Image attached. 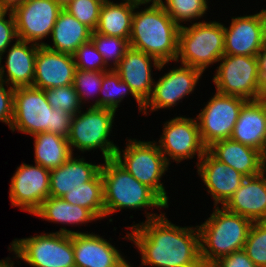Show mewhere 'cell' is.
Masks as SVG:
<instances>
[{
  "instance_id": "cell-1",
  "label": "cell",
  "mask_w": 266,
  "mask_h": 267,
  "mask_svg": "<svg viewBox=\"0 0 266 267\" xmlns=\"http://www.w3.org/2000/svg\"><path fill=\"white\" fill-rule=\"evenodd\" d=\"M165 214L147 213V220L131 227L127 238L136 244L142 265L155 267H204L200 258L198 226L179 227Z\"/></svg>"
},
{
  "instance_id": "cell-2",
  "label": "cell",
  "mask_w": 266,
  "mask_h": 267,
  "mask_svg": "<svg viewBox=\"0 0 266 267\" xmlns=\"http://www.w3.org/2000/svg\"><path fill=\"white\" fill-rule=\"evenodd\" d=\"M180 28L162 5H150L134 12L129 45L160 63L176 61Z\"/></svg>"
},
{
  "instance_id": "cell-3",
  "label": "cell",
  "mask_w": 266,
  "mask_h": 267,
  "mask_svg": "<svg viewBox=\"0 0 266 267\" xmlns=\"http://www.w3.org/2000/svg\"><path fill=\"white\" fill-rule=\"evenodd\" d=\"M72 117L62 109L54 110L44 90L34 86L15 88L12 131L18 130L32 136L51 132L67 138Z\"/></svg>"
},
{
  "instance_id": "cell-4",
  "label": "cell",
  "mask_w": 266,
  "mask_h": 267,
  "mask_svg": "<svg viewBox=\"0 0 266 267\" xmlns=\"http://www.w3.org/2000/svg\"><path fill=\"white\" fill-rule=\"evenodd\" d=\"M253 222L244 216L216 207L200 226V258L211 267L220 258L243 250Z\"/></svg>"
},
{
  "instance_id": "cell-5",
  "label": "cell",
  "mask_w": 266,
  "mask_h": 267,
  "mask_svg": "<svg viewBox=\"0 0 266 267\" xmlns=\"http://www.w3.org/2000/svg\"><path fill=\"white\" fill-rule=\"evenodd\" d=\"M104 161L100 172L103 180L105 217L125 208L168 207L150 187L140 183L114 158Z\"/></svg>"
},
{
  "instance_id": "cell-6",
  "label": "cell",
  "mask_w": 266,
  "mask_h": 267,
  "mask_svg": "<svg viewBox=\"0 0 266 267\" xmlns=\"http://www.w3.org/2000/svg\"><path fill=\"white\" fill-rule=\"evenodd\" d=\"M224 56V26L218 22H197L179 30L178 55L182 65L204 72Z\"/></svg>"
},
{
  "instance_id": "cell-7",
  "label": "cell",
  "mask_w": 266,
  "mask_h": 267,
  "mask_svg": "<svg viewBox=\"0 0 266 267\" xmlns=\"http://www.w3.org/2000/svg\"><path fill=\"white\" fill-rule=\"evenodd\" d=\"M60 229L55 233L15 239L9 250L33 267H75L72 234L76 232Z\"/></svg>"
},
{
  "instance_id": "cell-8",
  "label": "cell",
  "mask_w": 266,
  "mask_h": 267,
  "mask_svg": "<svg viewBox=\"0 0 266 267\" xmlns=\"http://www.w3.org/2000/svg\"><path fill=\"white\" fill-rule=\"evenodd\" d=\"M122 152L117 148L114 159L140 183L150 187L168 205L167 193L160 179L168 170L169 164L157 143L130 139Z\"/></svg>"
},
{
  "instance_id": "cell-9",
  "label": "cell",
  "mask_w": 266,
  "mask_h": 267,
  "mask_svg": "<svg viewBox=\"0 0 266 267\" xmlns=\"http://www.w3.org/2000/svg\"><path fill=\"white\" fill-rule=\"evenodd\" d=\"M115 112L110 108L90 106L87 111L75 114L67 137L71 151L73 147L83 152L100 148L104 160L114 158L118 147L108 140V136Z\"/></svg>"
},
{
  "instance_id": "cell-10",
  "label": "cell",
  "mask_w": 266,
  "mask_h": 267,
  "mask_svg": "<svg viewBox=\"0 0 266 267\" xmlns=\"http://www.w3.org/2000/svg\"><path fill=\"white\" fill-rule=\"evenodd\" d=\"M213 77L216 92L234 95L246 100L266 97L259 77L257 56L226 55Z\"/></svg>"
},
{
  "instance_id": "cell-11",
  "label": "cell",
  "mask_w": 266,
  "mask_h": 267,
  "mask_svg": "<svg viewBox=\"0 0 266 267\" xmlns=\"http://www.w3.org/2000/svg\"><path fill=\"white\" fill-rule=\"evenodd\" d=\"M247 101L239 96L215 93L196 118L206 147L216 141L231 138L241 108Z\"/></svg>"
},
{
  "instance_id": "cell-12",
  "label": "cell",
  "mask_w": 266,
  "mask_h": 267,
  "mask_svg": "<svg viewBox=\"0 0 266 267\" xmlns=\"http://www.w3.org/2000/svg\"><path fill=\"white\" fill-rule=\"evenodd\" d=\"M62 9L55 0H25L16 6L12 12L18 39L43 45L38 41L51 34Z\"/></svg>"
},
{
  "instance_id": "cell-13",
  "label": "cell",
  "mask_w": 266,
  "mask_h": 267,
  "mask_svg": "<svg viewBox=\"0 0 266 267\" xmlns=\"http://www.w3.org/2000/svg\"><path fill=\"white\" fill-rule=\"evenodd\" d=\"M158 146L168 164L170 159L180 162L193 158L197 153L200 161L207 151L196 118L175 117L166 122Z\"/></svg>"
},
{
  "instance_id": "cell-14",
  "label": "cell",
  "mask_w": 266,
  "mask_h": 267,
  "mask_svg": "<svg viewBox=\"0 0 266 267\" xmlns=\"http://www.w3.org/2000/svg\"><path fill=\"white\" fill-rule=\"evenodd\" d=\"M50 170L39 164H21L11 178L10 200L12 206L33 214L49 197Z\"/></svg>"
},
{
  "instance_id": "cell-15",
  "label": "cell",
  "mask_w": 266,
  "mask_h": 267,
  "mask_svg": "<svg viewBox=\"0 0 266 267\" xmlns=\"http://www.w3.org/2000/svg\"><path fill=\"white\" fill-rule=\"evenodd\" d=\"M266 41L265 19L261 12L232 18L230 27L224 26V54L258 56Z\"/></svg>"
},
{
  "instance_id": "cell-16",
  "label": "cell",
  "mask_w": 266,
  "mask_h": 267,
  "mask_svg": "<svg viewBox=\"0 0 266 267\" xmlns=\"http://www.w3.org/2000/svg\"><path fill=\"white\" fill-rule=\"evenodd\" d=\"M202 74L199 69L186 65L164 74L154 82L152 94L144 104V114L149 107L151 111H156L176 105L177 101L193 92Z\"/></svg>"
},
{
  "instance_id": "cell-17",
  "label": "cell",
  "mask_w": 266,
  "mask_h": 267,
  "mask_svg": "<svg viewBox=\"0 0 266 267\" xmlns=\"http://www.w3.org/2000/svg\"><path fill=\"white\" fill-rule=\"evenodd\" d=\"M76 69L73 55L39 45L32 86L45 90L72 85Z\"/></svg>"
},
{
  "instance_id": "cell-18",
  "label": "cell",
  "mask_w": 266,
  "mask_h": 267,
  "mask_svg": "<svg viewBox=\"0 0 266 267\" xmlns=\"http://www.w3.org/2000/svg\"><path fill=\"white\" fill-rule=\"evenodd\" d=\"M155 69L161 70L166 62L160 63L156 58L141 50L129 47L122 60L114 69L121 80L126 82L134 94L145 104L150 98L154 82L151 77V61Z\"/></svg>"
},
{
  "instance_id": "cell-19",
  "label": "cell",
  "mask_w": 266,
  "mask_h": 267,
  "mask_svg": "<svg viewBox=\"0 0 266 267\" xmlns=\"http://www.w3.org/2000/svg\"><path fill=\"white\" fill-rule=\"evenodd\" d=\"M75 267H131L113 245L100 235L72 234Z\"/></svg>"
},
{
  "instance_id": "cell-20",
  "label": "cell",
  "mask_w": 266,
  "mask_h": 267,
  "mask_svg": "<svg viewBox=\"0 0 266 267\" xmlns=\"http://www.w3.org/2000/svg\"><path fill=\"white\" fill-rule=\"evenodd\" d=\"M266 165L260 174L246 177L223 205L229 212L252 222L266 221Z\"/></svg>"
},
{
  "instance_id": "cell-21",
  "label": "cell",
  "mask_w": 266,
  "mask_h": 267,
  "mask_svg": "<svg viewBox=\"0 0 266 267\" xmlns=\"http://www.w3.org/2000/svg\"><path fill=\"white\" fill-rule=\"evenodd\" d=\"M197 164L198 174L213 197L214 204L223 206L246 178L240 172L214 158L208 151Z\"/></svg>"
},
{
  "instance_id": "cell-22",
  "label": "cell",
  "mask_w": 266,
  "mask_h": 267,
  "mask_svg": "<svg viewBox=\"0 0 266 267\" xmlns=\"http://www.w3.org/2000/svg\"><path fill=\"white\" fill-rule=\"evenodd\" d=\"M231 139L266 153V97L242 106Z\"/></svg>"
},
{
  "instance_id": "cell-23",
  "label": "cell",
  "mask_w": 266,
  "mask_h": 267,
  "mask_svg": "<svg viewBox=\"0 0 266 267\" xmlns=\"http://www.w3.org/2000/svg\"><path fill=\"white\" fill-rule=\"evenodd\" d=\"M207 151L217 160L234 168L245 177H251L264 171V155L249 146L231 138L212 143Z\"/></svg>"
},
{
  "instance_id": "cell-24",
  "label": "cell",
  "mask_w": 266,
  "mask_h": 267,
  "mask_svg": "<svg viewBox=\"0 0 266 267\" xmlns=\"http://www.w3.org/2000/svg\"><path fill=\"white\" fill-rule=\"evenodd\" d=\"M102 165L75 159L73 155L60 167L50 170L49 196L62 198L67 191L91 181L101 170Z\"/></svg>"
},
{
  "instance_id": "cell-25",
  "label": "cell",
  "mask_w": 266,
  "mask_h": 267,
  "mask_svg": "<svg viewBox=\"0 0 266 267\" xmlns=\"http://www.w3.org/2000/svg\"><path fill=\"white\" fill-rule=\"evenodd\" d=\"M17 39L15 43L8 49L6 58L7 76L0 79L12 88L32 86L34 80L35 59L39 45ZM31 47V48H30Z\"/></svg>"
},
{
  "instance_id": "cell-26",
  "label": "cell",
  "mask_w": 266,
  "mask_h": 267,
  "mask_svg": "<svg viewBox=\"0 0 266 267\" xmlns=\"http://www.w3.org/2000/svg\"><path fill=\"white\" fill-rule=\"evenodd\" d=\"M92 32L63 8L50 34L53 47L47 43L43 45L51 50L73 55L82 44L91 40Z\"/></svg>"
},
{
  "instance_id": "cell-27",
  "label": "cell",
  "mask_w": 266,
  "mask_h": 267,
  "mask_svg": "<svg viewBox=\"0 0 266 267\" xmlns=\"http://www.w3.org/2000/svg\"><path fill=\"white\" fill-rule=\"evenodd\" d=\"M139 8L131 5L128 1L102 4L99 15V23L96 32L106 35L124 38L129 41L132 28L134 9Z\"/></svg>"
},
{
  "instance_id": "cell-28",
  "label": "cell",
  "mask_w": 266,
  "mask_h": 267,
  "mask_svg": "<svg viewBox=\"0 0 266 267\" xmlns=\"http://www.w3.org/2000/svg\"><path fill=\"white\" fill-rule=\"evenodd\" d=\"M33 137L35 164L52 170L60 167L73 155L67 138L62 135L40 132Z\"/></svg>"
},
{
  "instance_id": "cell-29",
  "label": "cell",
  "mask_w": 266,
  "mask_h": 267,
  "mask_svg": "<svg viewBox=\"0 0 266 267\" xmlns=\"http://www.w3.org/2000/svg\"><path fill=\"white\" fill-rule=\"evenodd\" d=\"M51 222L84 224L98 219L89 209L68 203L63 198L49 196L33 213Z\"/></svg>"
},
{
  "instance_id": "cell-30",
  "label": "cell",
  "mask_w": 266,
  "mask_h": 267,
  "mask_svg": "<svg viewBox=\"0 0 266 267\" xmlns=\"http://www.w3.org/2000/svg\"><path fill=\"white\" fill-rule=\"evenodd\" d=\"M72 205H79L89 209L98 219L105 217L104 191L101 172L91 181L82 183L62 197Z\"/></svg>"
},
{
  "instance_id": "cell-31",
  "label": "cell",
  "mask_w": 266,
  "mask_h": 267,
  "mask_svg": "<svg viewBox=\"0 0 266 267\" xmlns=\"http://www.w3.org/2000/svg\"><path fill=\"white\" fill-rule=\"evenodd\" d=\"M100 92H103V96L98 98L91 107L110 108L116 111L125 95L131 94L139 105V111L144 110V103L134 94L130 86L121 80L114 69L103 72Z\"/></svg>"
},
{
  "instance_id": "cell-32",
  "label": "cell",
  "mask_w": 266,
  "mask_h": 267,
  "mask_svg": "<svg viewBox=\"0 0 266 267\" xmlns=\"http://www.w3.org/2000/svg\"><path fill=\"white\" fill-rule=\"evenodd\" d=\"M162 6L172 20L181 27L180 22L197 19L208 9L206 0H165Z\"/></svg>"
},
{
  "instance_id": "cell-33",
  "label": "cell",
  "mask_w": 266,
  "mask_h": 267,
  "mask_svg": "<svg viewBox=\"0 0 266 267\" xmlns=\"http://www.w3.org/2000/svg\"><path fill=\"white\" fill-rule=\"evenodd\" d=\"M91 41L102 55L105 64L107 65L109 61L113 60L115 67L120 63L127 49L130 47L127 39L106 36L96 31L92 32Z\"/></svg>"
},
{
  "instance_id": "cell-34",
  "label": "cell",
  "mask_w": 266,
  "mask_h": 267,
  "mask_svg": "<svg viewBox=\"0 0 266 267\" xmlns=\"http://www.w3.org/2000/svg\"><path fill=\"white\" fill-rule=\"evenodd\" d=\"M243 250L257 267H266V221L253 222Z\"/></svg>"
},
{
  "instance_id": "cell-35",
  "label": "cell",
  "mask_w": 266,
  "mask_h": 267,
  "mask_svg": "<svg viewBox=\"0 0 266 267\" xmlns=\"http://www.w3.org/2000/svg\"><path fill=\"white\" fill-rule=\"evenodd\" d=\"M44 92L48 103L54 110L62 109L72 116L81 111L82 104L73 84L45 89Z\"/></svg>"
},
{
  "instance_id": "cell-36",
  "label": "cell",
  "mask_w": 266,
  "mask_h": 267,
  "mask_svg": "<svg viewBox=\"0 0 266 267\" xmlns=\"http://www.w3.org/2000/svg\"><path fill=\"white\" fill-rule=\"evenodd\" d=\"M102 4L99 0H70L63 8L79 22L95 31Z\"/></svg>"
},
{
  "instance_id": "cell-37",
  "label": "cell",
  "mask_w": 266,
  "mask_h": 267,
  "mask_svg": "<svg viewBox=\"0 0 266 267\" xmlns=\"http://www.w3.org/2000/svg\"><path fill=\"white\" fill-rule=\"evenodd\" d=\"M76 68L89 71H109L102 55L95 48L93 42L82 44L73 54Z\"/></svg>"
},
{
  "instance_id": "cell-38",
  "label": "cell",
  "mask_w": 266,
  "mask_h": 267,
  "mask_svg": "<svg viewBox=\"0 0 266 267\" xmlns=\"http://www.w3.org/2000/svg\"><path fill=\"white\" fill-rule=\"evenodd\" d=\"M103 72L105 71L76 69L73 85L81 103L82 100H87L86 98H90L89 96L92 94L94 95L95 92H100L103 80Z\"/></svg>"
},
{
  "instance_id": "cell-39",
  "label": "cell",
  "mask_w": 266,
  "mask_h": 267,
  "mask_svg": "<svg viewBox=\"0 0 266 267\" xmlns=\"http://www.w3.org/2000/svg\"><path fill=\"white\" fill-rule=\"evenodd\" d=\"M8 11H10L9 20H6ZM14 38L18 39L13 12L9 9L0 8V79H3L5 74V67L1 65L2 54L5 53Z\"/></svg>"
},
{
  "instance_id": "cell-40",
  "label": "cell",
  "mask_w": 266,
  "mask_h": 267,
  "mask_svg": "<svg viewBox=\"0 0 266 267\" xmlns=\"http://www.w3.org/2000/svg\"><path fill=\"white\" fill-rule=\"evenodd\" d=\"M4 84L6 83L0 80V121L11 127L15 89L11 86L5 89Z\"/></svg>"
},
{
  "instance_id": "cell-41",
  "label": "cell",
  "mask_w": 266,
  "mask_h": 267,
  "mask_svg": "<svg viewBox=\"0 0 266 267\" xmlns=\"http://www.w3.org/2000/svg\"><path fill=\"white\" fill-rule=\"evenodd\" d=\"M211 267H257L244 250L220 258Z\"/></svg>"
},
{
  "instance_id": "cell-42",
  "label": "cell",
  "mask_w": 266,
  "mask_h": 267,
  "mask_svg": "<svg viewBox=\"0 0 266 267\" xmlns=\"http://www.w3.org/2000/svg\"><path fill=\"white\" fill-rule=\"evenodd\" d=\"M257 59H258L260 82L263 88V92L266 94V41L264 44V48L258 54Z\"/></svg>"
},
{
  "instance_id": "cell-43",
  "label": "cell",
  "mask_w": 266,
  "mask_h": 267,
  "mask_svg": "<svg viewBox=\"0 0 266 267\" xmlns=\"http://www.w3.org/2000/svg\"><path fill=\"white\" fill-rule=\"evenodd\" d=\"M24 1L25 0H0V8L13 10L16 6Z\"/></svg>"
},
{
  "instance_id": "cell-44",
  "label": "cell",
  "mask_w": 266,
  "mask_h": 267,
  "mask_svg": "<svg viewBox=\"0 0 266 267\" xmlns=\"http://www.w3.org/2000/svg\"><path fill=\"white\" fill-rule=\"evenodd\" d=\"M128 1L131 5L139 7L142 4H147L152 1L151 6H158L162 5L164 2L162 0H126Z\"/></svg>"
},
{
  "instance_id": "cell-45",
  "label": "cell",
  "mask_w": 266,
  "mask_h": 267,
  "mask_svg": "<svg viewBox=\"0 0 266 267\" xmlns=\"http://www.w3.org/2000/svg\"><path fill=\"white\" fill-rule=\"evenodd\" d=\"M7 260H0V267H14V262H8L10 258H6Z\"/></svg>"
},
{
  "instance_id": "cell-46",
  "label": "cell",
  "mask_w": 266,
  "mask_h": 267,
  "mask_svg": "<svg viewBox=\"0 0 266 267\" xmlns=\"http://www.w3.org/2000/svg\"><path fill=\"white\" fill-rule=\"evenodd\" d=\"M57 1L59 4H61L62 6L66 5L70 0H55Z\"/></svg>"
},
{
  "instance_id": "cell-47",
  "label": "cell",
  "mask_w": 266,
  "mask_h": 267,
  "mask_svg": "<svg viewBox=\"0 0 266 267\" xmlns=\"http://www.w3.org/2000/svg\"><path fill=\"white\" fill-rule=\"evenodd\" d=\"M262 13H263L264 19H265V30H266V9H262Z\"/></svg>"
},
{
  "instance_id": "cell-48",
  "label": "cell",
  "mask_w": 266,
  "mask_h": 267,
  "mask_svg": "<svg viewBox=\"0 0 266 267\" xmlns=\"http://www.w3.org/2000/svg\"><path fill=\"white\" fill-rule=\"evenodd\" d=\"M264 165H266V153L264 154Z\"/></svg>"
},
{
  "instance_id": "cell-49",
  "label": "cell",
  "mask_w": 266,
  "mask_h": 267,
  "mask_svg": "<svg viewBox=\"0 0 266 267\" xmlns=\"http://www.w3.org/2000/svg\"><path fill=\"white\" fill-rule=\"evenodd\" d=\"M99 1H101L102 3L109 2V0H99Z\"/></svg>"
}]
</instances>
